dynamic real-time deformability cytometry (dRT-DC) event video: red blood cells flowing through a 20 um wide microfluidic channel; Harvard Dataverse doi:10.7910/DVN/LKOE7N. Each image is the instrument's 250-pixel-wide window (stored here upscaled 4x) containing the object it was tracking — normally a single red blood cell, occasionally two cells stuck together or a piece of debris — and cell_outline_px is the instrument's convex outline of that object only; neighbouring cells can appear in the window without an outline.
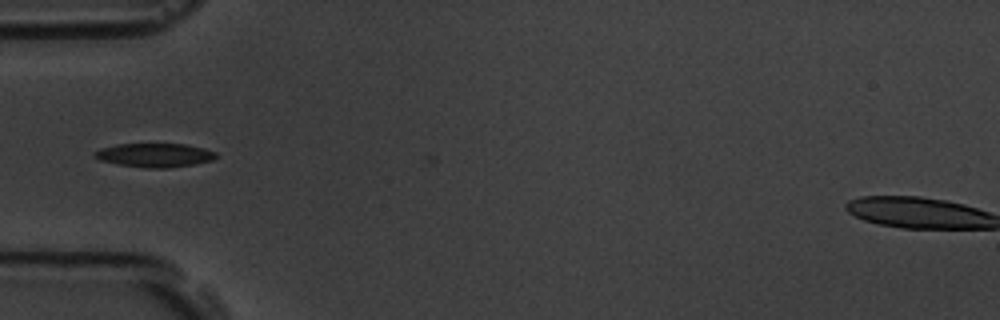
{"species": "common noctule bat (a hibernating species)", "species_latin": "Nyctalus noctula", "temperature_condition": "room temperature", "stored_images_in_passage": 3, "camera_frame_rate_fps": 3000, "um_per_image_px": 0.085, "animal": {"sex": "male", "body_mass_g": 19.5, "forearm_length_mm": 54.6}, "frame": {"image": 1, "passage_image": 1, "time_ms": 0.0, "image_size_px": [1000, 320], "cell_outline_px": [[216, 156], [212, 160], [196, 164], [168, 168], [144, 168], [120, 164], [100, 160], [92, 156], [92, 152], [100, 148], [116, 144], [184, 144], [204, 148], [216, 152]], "centroid_in_image_um": [13.12, 13.19], "position_along_channel_um": 71.9, "area_um2": 16.94}}
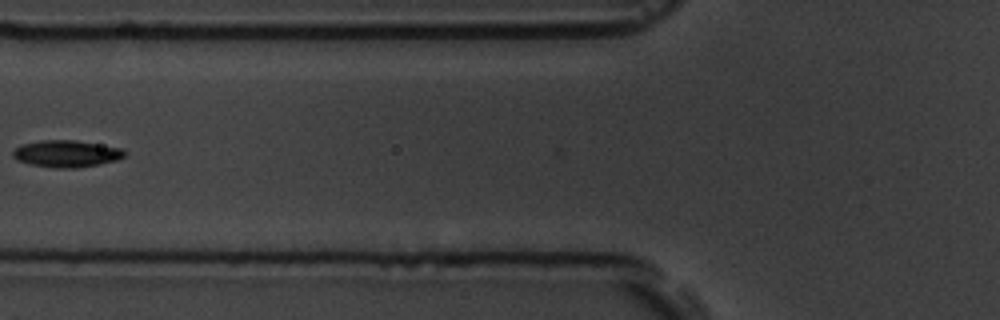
{"frame": {"image": 2, "passage_image": 2, "time_ms": 1.333, "image_size_px": [1000, 320], "cell_outline_px": [[128, 152], [124, 156], [116, 160], [100, 164], [76, 168], [56, 168], [32, 164], [16, 160], [12, 156], [12, 152], [20, 144], [40, 140], [76, 140], [120, 148]], "centroid_in_image_um": [5.63, 13.06], "position_along_channel_um": 120.2, "area_um2": 17.51}}
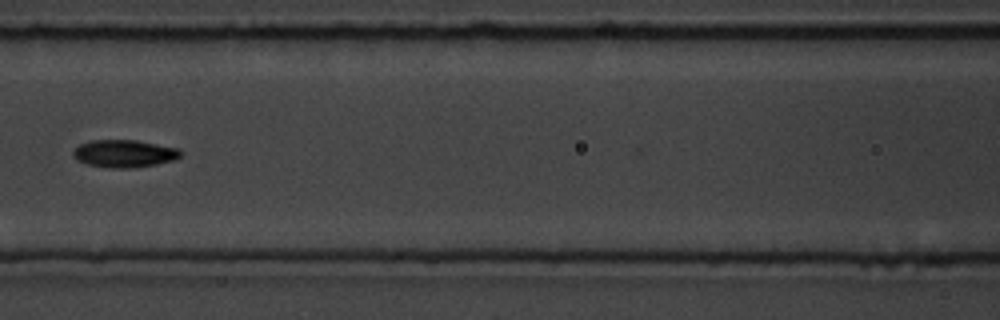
{"frame": {"image": 3, "passage_image": 3, "time_ms": 2.333, "image_size_px": [1000, 320], "cell_outline_px": [[184, 152], [180, 156], [172, 160], [156, 164], [128, 168], [112, 168], [88, 164], [76, 160], [72, 156], [72, 152], [80, 144], [92, 140], [136, 140], [180, 148]], "centroid_in_image_um": [10.57, 13.04], "position_along_channel_um": 156.0, "area_um2": 17.22}}